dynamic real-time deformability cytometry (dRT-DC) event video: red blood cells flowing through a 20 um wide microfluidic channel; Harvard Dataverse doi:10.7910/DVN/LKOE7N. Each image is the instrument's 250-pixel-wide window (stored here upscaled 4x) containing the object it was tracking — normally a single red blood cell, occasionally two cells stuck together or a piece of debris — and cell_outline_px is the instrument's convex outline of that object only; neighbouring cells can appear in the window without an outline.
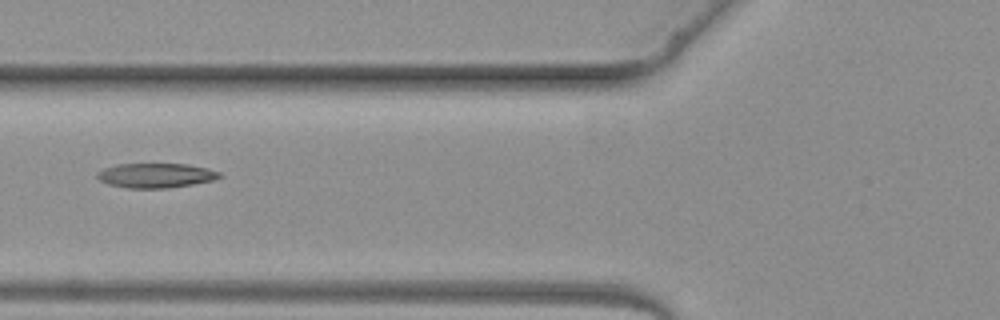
{"species": "common noctule bat (a hibernating species)", "species_latin": "Nyctalus noctula", "temperature_condition": "warm", "stored_images_in_passage": 4, "camera_frame_rate_fps": 3000, "um_per_image_px": 0.085, "animal": {"sex": "female", "body_mass_g": 19.3, "forearm_length_mm": 54.1}, "frame": {"image": 1, "passage_image": 4, "time_ms": 4.333, "image_size_px": [1000, 320], "cell_outline_px": [[224, 176], [212, 180], [192, 184], [168, 188], [128, 188], [108, 184], [100, 180], [96, 176], [96, 172], [104, 168], [116, 164], [188, 164], [220, 172]], "centroid_in_image_um": [13.21, 14.91], "position_along_channel_um": 112.6, "area_um2": 17.46}}